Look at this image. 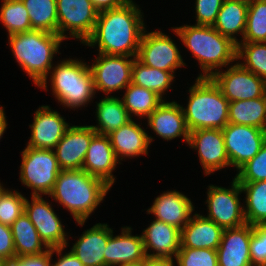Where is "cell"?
Returning a JSON list of instances; mask_svg holds the SVG:
<instances>
[{
	"label": "cell",
	"mask_w": 266,
	"mask_h": 266,
	"mask_svg": "<svg viewBox=\"0 0 266 266\" xmlns=\"http://www.w3.org/2000/svg\"><path fill=\"white\" fill-rule=\"evenodd\" d=\"M224 229L204 215L195 213L181 229V247L217 250Z\"/></svg>",
	"instance_id": "484cf974"
},
{
	"label": "cell",
	"mask_w": 266,
	"mask_h": 266,
	"mask_svg": "<svg viewBox=\"0 0 266 266\" xmlns=\"http://www.w3.org/2000/svg\"><path fill=\"white\" fill-rule=\"evenodd\" d=\"M10 227L14 240L16 257L36 255L49 249L38 235L34 224L30 221L25 212H23Z\"/></svg>",
	"instance_id": "f1b7e54d"
},
{
	"label": "cell",
	"mask_w": 266,
	"mask_h": 266,
	"mask_svg": "<svg viewBox=\"0 0 266 266\" xmlns=\"http://www.w3.org/2000/svg\"><path fill=\"white\" fill-rule=\"evenodd\" d=\"M241 42H266V0L248 3L246 29Z\"/></svg>",
	"instance_id": "8d00e7d4"
},
{
	"label": "cell",
	"mask_w": 266,
	"mask_h": 266,
	"mask_svg": "<svg viewBox=\"0 0 266 266\" xmlns=\"http://www.w3.org/2000/svg\"><path fill=\"white\" fill-rule=\"evenodd\" d=\"M66 247H54L53 253L58 255V259L55 264H51V266H84L83 263L76 257V255L72 251H68V253L62 254V251ZM62 254V255H61Z\"/></svg>",
	"instance_id": "f6af8a7d"
},
{
	"label": "cell",
	"mask_w": 266,
	"mask_h": 266,
	"mask_svg": "<svg viewBox=\"0 0 266 266\" xmlns=\"http://www.w3.org/2000/svg\"><path fill=\"white\" fill-rule=\"evenodd\" d=\"M117 164L121 162L114 153L109 137L96 133L89 144L82 169L112 187L115 182L112 172Z\"/></svg>",
	"instance_id": "d6986e66"
},
{
	"label": "cell",
	"mask_w": 266,
	"mask_h": 266,
	"mask_svg": "<svg viewBox=\"0 0 266 266\" xmlns=\"http://www.w3.org/2000/svg\"><path fill=\"white\" fill-rule=\"evenodd\" d=\"M178 266H218L217 250L180 247L176 255Z\"/></svg>",
	"instance_id": "f35d334b"
},
{
	"label": "cell",
	"mask_w": 266,
	"mask_h": 266,
	"mask_svg": "<svg viewBox=\"0 0 266 266\" xmlns=\"http://www.w3.org/2000/svg\"><path fill=\"white\" fill-rule=\"evenodd\" d=\"M229 123L254 126L266 130V95L229 102Z\"/></svg>",
	"instance_id": "f546056e"
},
{
	"label": "cell",
	"mask_w": 266,
	"mask_h": 266,
	"mask_svg": "<svg viewBox=\"0 0 266 266\" xmlns=\"http://www.w3.org/2000/svg\"><path fill=\"white\" fill-rule=\"evenodd\" d=\"M174 72L163 71L144 65L137 58L134 59L132 67V83L150 89L164 98L165 91L170 88L174 81Z\"/></svg>",
	"instance_id": "d6a6232c"
},
{
	"label": "cell",
	"mask_w": 266,
	"mask_h": 266,
	"mask_svg": "<svg viewBox=\"0 0 266 266\" xmlns=\"http://www.w3.org/2000/svg\"><path fill=\"white\" fill-rule=\"evenodd\" d=\"M174 259L171 257H146L141 266H174Z\"/></svg>",
	"instance_id": "7dc6e473"
},
{
	"label": "cell",
	"mask_w": 266,
	"mask_h": 266,
	"mask_svg": "<svg viewBox=\"0 0 266 266\" xmlns=\"http://www.w3.org/2000/svg\"><path fill=\"white\" fill-rule=\"evenodd\" d=\"M31 196L32 202L26 198L24 212L34 224L40 238L49 248L68 247L64 226L52 205L41 195Z\"/></svg>",
	"instance_id": "5bb4252c"
},
{
	"label": "cell",
	"mask_w": 266,
	"mask_h": 266,
	"mask_svg": "<svg viewBox=\"0 0 266 266\" xmlns=\"http://www.w3.org/2000/svg\"><path fill=\"white\" fill-rule=\"evenodd\" d=\"M188 92V104L182 110L189 132L207 128L222 130L229 123V101L210 77H197Z\"/></svg>",
	"instance_id": "5b68a950"
},
{
	"label": "cell",
	"mask_w": 266,
	"mask_h": 266,
	"mask_svg": "<svg viewBox=\"0 0 266 266\" xmlns=\"http://www.w3.org/2000/svg\"><path fill=\"white\" fill-rule=\"evenodd\" d=\"M232 181L229 189L209 185L207 190L208 215L205 217L223 229L237 228L246 224L244 206L239 198L242 189L235 178Z\"/></svg>",
	"instance_id": "ba28073f"
},
{
	"label": "cell",
	"mask_w": 266,
	"mask_h": 266,
	"mask_svg": "<svg viewBox=\"0 0 266 266\" xmlns=\"http://www.w3.org/2000/svg\"><path fill=\"white\" fill-rule=\"evenodd\" d=\"M112 232L107 224L97 223L83 232L71 251L84 266H106L104 251Z\"/></svg>",
	"instance_id": "d4e9b609"
},
{
	"label": "cell",
	"mask_w": 266,
	"mask_h": 266,
	"mask_svg": "<svg viewBox=\"0 0 266 266\" xmlns=\"http://www.w3.org/2000/svg\"><path fill=\"white\" fill-rule=\"evenodd\" d=\"M142 14L133 0L118 8L98 12L94 30L84 45L92 48L98 45L101 54L137 57L146 30Z\"/></svg>",
	"instance_id": "6da1fadb"
},
{
	"label": "cell",
	"mask_w": 266,
	"mask_h": 266,
	"mask_svg": "<svg viewBox=\"0 0 266 266\" xmlns=\"http://www.w3.org/2000/svg\"><path fill=\"white\" fill-rule=\"evenodd\" d=\"M141 236L147 257H171L175 259L181 247V230L157 219L143 230Z\"/></svg>",
	"instance_id": "7402d4cb"
},
{
	"label": "cell",
	"mask_w": 266,
	"mask_h": 266,
	"mask_svg": "<svg viewBox=\"0 0 266 266\" xmlns=\"http://www.w3.org/2000/svg\"><path fill=\"white\" fill-rule=\"evenodd\" d=\"M149 127L157 136L169 141L176 137H183L188 143L189 130L187 128L182 106L175 101H163L148 117Z\"/></svg>",
	"instance_id": "44dd1931"
},
{
	"label": "cell",
	"mask_w": 266,
	"mask_h": 266,
	"mask_svg": "<svg viewBox=\"0 0 266 266\" xmlns=\"http://www.w3.org/2000/svg\"><path fill=\"white\" fill-rule=\"evenodd\" d=\"M222 132L230 166L237 170L251 160L266 142V130L254 126L228 123Z\"/></svg>",
	"instance_id": "7c38bea8"
},
{
	"label": "cell",
	"mask_w": 266,
	"mask_h": 266,
	"mask_svg": "<svg viewBox=\"0 0 266 266\" xmlns=\"http://www.w3.org/2000/svg\"><path fill=\"white\" fill-rule=\"evenodd\" d=\"M245 193L244 216L247 224H266V180L239 182Z\"/></svg>",
	"instance_id": "1f68e13d"
},
{
	"label": "cell",
	"mask_w": 266,
	"mask_h": 266,
	"mask_svg": "<svg viewBox=\"0 0 266 266\" xmlns=\"http://www.w3.org/2000/svg\"><path fill=\"white\" fill-rule=\"evenodd\" d=\"M5 188L1 185L0 183V193L4 190Z\"/></svg>",
	"instance_id": "f907efd6"
},
{
	"label": "cell",
	"mask_w": 266,
	"mask_h": 266,
	"mask_svg": "<svg viewBox=\"0 0 266 266\" xmlns=\"http://www.w3.org/2000/svg\"><path fill=\"white\" fill-rule=\"evenodd\" d=\"M32 29L58 34L56 0H22Z\"/></svg>",
	"instance_id": "836d02e7"
},
{
	"label": "cell",
	"mask_w": 266,
	"mask_h": 266,
	"mask_svg": "<svg viewBox=\"0 0 266 266\" xmlns=\"http://www.w3.org/2000/svg\"><path fill=\"white\" fill-rule=\"evenodd\" d=\"M0 266H4V261L0 259Z\"/></svg>",
	"instance_id": "816d5d0a"
},
{
	"label": "cell",
	"mask_w": 266,
	"mask_h": 266,
	"mask_svg": "<svg viewBox=\"0 0 266 266\" xmlns=\"http://www.w3.org/2000/svg\"><path fill=\"white\" fill-rule=\"evenodd\" d=\"M16 62L33 79L35 85L47 91V78L54 66V54L64 41L58 34L29 30L8 36ZM53 64V65H52Z\"/></svg>",
	"instance_id": "277c9868"
},
{
	"label": "cell",
	"mask_w": 266,
	"mask_h": 266,
	"mask_svg": "<svg viewBox=\"0 0 266 266\" xmlns=\"http://www.w3.org/2000/svg\"><path fill=\"white\" fill-rule=\"evenodd\" d=\"M94 8L98 11L110 10L118 8L126 3L128 0H91Z\"/></svg>",
	"instance_id": "bcb514c9"
},
{
	"label": "cell",
	"mask_w": 266,
	"mask_h": 266,
	"mask_svg": "<svg viewBox=\"0 0 266 266\" xmlns=\"http://www.w3.org/2000/svg\"><path fill=\"white\" fill-rule=\"evenodd\" d=\"M14 191L4 189L0 193V223L7 226H11L24 212L26 197Z\"/></svg>",
	"instance_id": "74e56055"
},
{
	"label": "cell",
	"mask_w": 266,
	"mask_h": 266,
	"mask_svg": "<svg viewBox=\"0 0 266 266\" xmlns=\"http://www.w3.org/2000/svg\"><path fill=\"white\" fill-rule=\"evenodd\" d=\"M253 225L224 229L217 248L218 266H253L250 256V242Z\"/></svg>",
	"instance_id": "ac0fdd59"
},
{
	"label": "cell",
	"mask_w": 266,
	"mask_h": 266,
	"mask_svg": "<svg viewBox=\"0 0 266 266\" xmlns=\"http://www.w3.org/2000/svg\"><path fill=\"white\" fill-rule=\"evenodd\" d=\"M223 2L224 0H196V25L213 27Z\"/></svg>",
	"instance_id": "b9f144b4"
},
{
	"label": "cell",
	"mask_w": 266,
	"mask_h": 266,
	"mask_svg": "<svg viewBox=\"0 0 266 266\" xmlns=\"http://www.w3.org/2000/svg\"><path fill=\"white\" fill-rule=\"evenodd\" d=\"M53 254V248H49L40 254L14 257L5 261L4 266H51Z\"/></svg>",
	"instance_id": "7bdbcfd3"
},
{
	"label": "cell",
	"mask_w": 266,
	"mask_h": 266,
	"mask_svg": "<svg viewBox=\"0 0 266 266\" xmlns=\"http://www.w3.org/2000/svg\"><path fill=\"white\" fill-rule=\"evenodd\" d=\"M98 125H90L98 134L109 135L132 120L121 98L105 96L96 104Z\"/></svg>",
	"instance_id": "83f0119b"
},
{
	"label": "cell",
	"mask_w": 266,
	"mask_h": 266,
	"mask_svg": "<svg viewBox=\"0 0 266 266\" xmlns=\"http://www.w3.org/2000/svg\"><path fill=\"white\" fill-rule=\"evenodd\" d=\"M250 256L253 266H266V224L253 226Z\"/></svg>",
	"instance_id": "60d3db41"
},
{
	"label": "cell",
	"mask_w": 266,
	"mask_h": 266,
	"mask_svg": "<svg viewBox=\"0 0 266 266\" xmlns=\"http://www.w3.org/2000/svg\"><path fill=\"white\" fill-rule=\"evenodd\" d=\"M96 131L89 126H70L53 149L61 170H80Z\"/></svg>",
	"instance_id": "2e32d148"
},
{
	"label": "cell",
	"mask_w": 266,
	"mask_h": 266,
	"mask_svg": "<svg viewBox=\"0 0 266 266\" xmlns=\"http://www.w3.org/2000/svg\"><path fill=\"white\" fill-rule=\"evenodd\" d=\"M131 227H123L120 235L109 236L104 251L106 266L141 264L146 260V253L141 235H132Z\"/></svg>",
	"instance_id": "ffe728a7"
},
{
	"label": "cell",
	"mask_w": 266,
	"mask_h": 266,
	"mask_svg": "<svg viewBox=\"0 0 266 266\" xmlns=\"http://www.w3.org/2000/svg\"><path fill=\"white\" fill-rule=\"evenodd\" d=\"M7 129V120L4 113V108L0 106V139Z\"/></svg>",
	"instance_id": "c3c4849f"
},
{
	"label": "cell",
	"mask_w": 266,
	"mask_h": 266,
	"mask_svg": "<svg viewBox=\"0 0 266 266\" xmlns=\"http://www.w3.org/2000/svg\"><path fill=\"white\" fill-rule=\"evenodd\" d=\"M146 32L142 35L136 57L140 62L169 72L186 65L178 47L168 35L161 31Z\"/></svg>",
	"instance_id": "4fadbf2b"
},
{
	"label": "cell",
	"mask_w": 266,
	"mask_h": 266,
	"mask_svg": "<svg viewBox=\"0 0 266 266\" xmlns=\"http://www.w3.org/2000/svg\"><path fill=\"white\" fill-rule=\"evenodd\" d=\"M107 136L118 161L126 157L147 155L148 147L153 142V138L133 119Z\"/></svg>",
	"instance_id": "cb8c5ba5"
},
{
	"label": "cell",
	"mask_w": 266,
	"mask_h": 266,
	"mask_svg": "<svg viewBox=\"0 0 266 266\" xmlns=\"http://www.w3.org/2000/svg\"><path fill=\"white\" fill-rule=\"evenodd\" d=\"M187 144L197 150L205 175L230 166L221 129L193 130Z\"/></svg>",
	"instance_id": "9a60e30c"
},
{
	"label": "cell",
	"mask_w": 266,
	"mask_h": 266,
	"mask_svg": "<svg viewBox=\"0 0 266 266\" xmlns=\"http://www.w3.org/2000/svg\"><path fill=\"white\" fill-rule=\"evenodd\" d=\"M20 180L32 195H49L61 169L53 149L26 148L21 152Z\"/></svg>",
	"instance_id": "52a82bcc"
},
{
	"label": "cell",
	"mask_w": 266,
	"mask_h": 266,
	"mask_svg": "<svg viewBox=\"0 0 266 266\" xmlns=\"http://www.w3.org/2000/svg\"><path fill=\"white\" fill-rule=\"evenodd\" d=\"M58 35L64 40L79 39L82 44L91 36L98 16L91 0H56ZM69 31L70 37L65 34Z\"/></svg>",
	"instance_id": "9c48e42d"
},
{
	"label": "cell",
	"mask_w": 266,
	"mask_h": 266,
	"mask_svg": "<svg viewBox=\"0 0 266 266\" xmlns=\"http://www.w3.org/2000/svg\"><path fill=\"white\" fill-rule=\"evenodd\" d=\"M118 266H141V264H125V265H118Z\"/></svg>",
	"instance_id": "681fc988"
},
{
	"label": "cell",
	"mask_w": 266,
	"mask_h": 266,
	"mask_svg": "<svg viewBox=\"0 0 266 266\" xmlns=\"http://www.w3.org/2000/svg\"><path fill=\"white\" fill-rule=\"evenodd\" d=\"M98 55L89 66L95 91H102L108 96L112 91L125 89L132 82V67L136 57Z\"/></svg>",
	"instance_id": "8fae6325"
},
{
	"label": "cell",
	"mask_w": 266,
	"mask_h": 266,
	"mask_svg": "<svg viewBox=\"0 0 266 266\" xmlns=\"http://www.w3.org/2000/svg\"><path fill=\"white\" fill-rule=\"evenodd\" d=\"M50 106H41L35 111L33 123L30 124L31 137L27 144L31 148L54 149L62 139L69 123Z\"/></svg>",
	"instance_id": "e0dca14e"
},
{
	"label": "cell",
	"mask_w": 266,
	"mask_h": 266,
	"mask_svg": "<svg viewBox=\"0 0 266 266\" xmlns=\"http://www.w3.org/2000/svg\"><path fill=\"white\" fill-rule=\"evenodd\" d=\"M244 69L266 81V42H240L237 44V61Z\"/></svg>",
	"instance_id": "d590c367"
},
{
	"label": "cell",
	"mask_w": 266,
	"mask_h": 266,
	"mask_svg": "<svg viewBox=\"0 0 266 266\" xmlns=\"http://www.w3.org/2000/svg\"><path fill=\"white\" fill-rule=\"evenodd\" d=\"M248 1L245 0H224L218 12L213 27L234 43H240L235 37L238 33L244 36L246 29Z\"/></svg>",
	"instance_id": "4316f807"
},
{
	"label": "cell",
	"mask_w": 266,
	"mask_h": 266,
	"mask_svg": "<svg viewBox=\"0 0 266 266\" xmlns=\"http://www.w3.org/2000/svg\"><path fill=\"white\" fill-rule=\"evenodd\" d=\"M229 101L248 100L266 95V81L244 69L239 62L210 77Z\"/></svg>",
	"instance_id": "30bf717a"
},
{
	"label": "cell",
	"mask_w": 266,
	"mask_h": 266,
	"mask_svg": "<svg viewBox=\"0 0 266 266\" xmlns=\"http://www.w3.org/2000/svg\"><path fill=\"white\" fill-rule=\"evenodd\" d=\"M16 257L11 227L0 223V259L8 261Z\"/></svg>",
	"instance_id": "ee69618b"
},
{
	"label": "cell",
	"mask_w": 266,
	"mask_h": 266,
	"mask_svg": "<svg viewBox=\"0 0 266 266\" xmlns=\"http://www.w3.org/2000/svg\"><path fill=\"white\" fill-rule=\"evenodd\" d=\"M172 31L199 61L203 74L198 77H211L220 67H227L237 60V44L212 26L184 25L174 27Z\"/></svg>",
	"instance_id": "3957f363"
},
{
	"label": "cell",
	"mask_w": 266,
	"mask_h": 266,
	"mask_svg": "<svg viewBox=\"0 0 266 266\" xmlns=\"http://www.w3.org/2000/svg\"><path fill=\"white\" fill-rule=\"evenodd\" d=\"M2 2L0 21L9 36L32 30L28 10L22 0H2Z\"/></svg>",
	"instance_id": "e575fe53"
},
{
	"label": "cell",
	"mask_w": 266,
	"mask_h": 266,
	"mask_svg": "<svg viewBox=\"0 0 266 266\" xmlns=\"http://www.w3.org/2000/svg\"><path fill=\"white\" fill-rule=\"evenodd\" d=\"M193 202L178 191H167L155 198L153 205L147 210L157 220L182 229L190 220L194 211Z\"/></svg>",
	"instance_id": "603a6c76"
},
{
	"label": "cell",
	"mask_w": 266,
	"mask_h": 266,
	"mask_svg": "<svg viewBox=\"0 0 266 266\" xmlns=\"http://www.w3.org/2000/svg\"><path fill=\"white\" fill-rule=\"evenodd\" d=\"M110 188L83 169L61 170L49 197L67 208L77 224L83 226Z\"/></svg>",
	"instance_id": "7a4b0ae2"
},
{
	"label": "cell",
	"mask_w": 266,
	"mask_h": 266,
	"mask_svg": "<svg viewBox=\"0 0 266 266\" xmlns=\"http://www.w3.org/2000/svg\"><path fill=\"white\" fill-rule=\"evenodd\" d=\"M125 89V94L121 100L131 118L133 114L134 116L147 118L164 101L150 89L132 82Z\"/></svg>",
	"instance_id": "4dcf8cb0"
},
{
	"label": "cell",
	"mask_w": 266,
	"mask_h": 266,
	"mask_svg": "<svg viewBox=\"0 0 266 266\" xmlns=\"http://www.w3.org/2000/svg\"><path fill=\"white\" fill-rule=\"evenodd\" d=\"M234 177L238 182H257L266 180V142L260 151L237 170Z\"/></svg>",
	"instance_id": "ab89813d"
},
{
	"label": "cell",
	"mask_w": 266,
	"mask_h": 266,
	"mask_svg": "<svg viewBox=\"0 0 266 266\" xmlns=\"http://www.w3.org/2000/svg\"><path fill=\"white\" fill-rule=\"evenodd\" d=\"M51 70V90L61 105L78 109L92 101L96 91L87 63L69 58L60 61Z\"/></svg>",
	"instance_id": "8992f818"
}]
</instances>
